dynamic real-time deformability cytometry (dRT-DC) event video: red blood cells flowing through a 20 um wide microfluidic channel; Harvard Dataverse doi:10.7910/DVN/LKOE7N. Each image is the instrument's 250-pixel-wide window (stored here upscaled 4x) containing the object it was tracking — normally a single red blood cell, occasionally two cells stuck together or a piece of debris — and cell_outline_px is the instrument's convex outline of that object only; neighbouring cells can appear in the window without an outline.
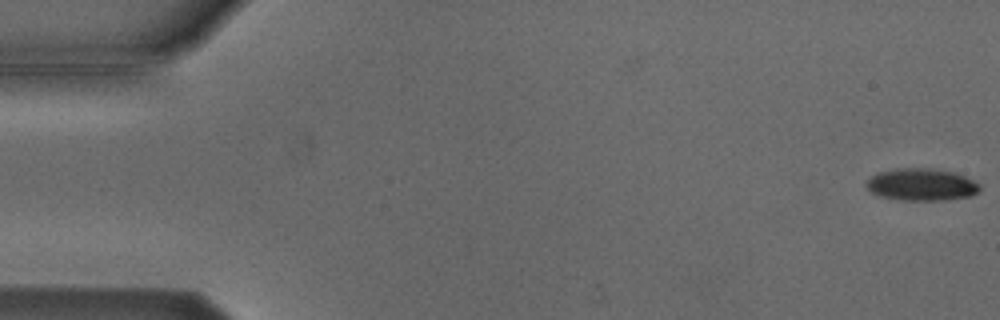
{"species": "Egyptian fruit bat (a non-hibernating species)", "species_latin": "Rousettus aegyptiacus", "temperature_condition": "cold", "stored_images_in_passage": 5, "camera_frame_rate_fps": 3000, "um_per_image_px": 0.085, "animal": {"sex": "male"}, "frame": {"image": 1, "passage_image": 1, "time_ms": 0.0, "image_size_px": [1000, 320], "cell_outline_px": [[980, 188], [972, 196], [944, 200], [904, 200], [880, 196], [872, 192], [864, 184], [872, 176], [880, 172], [896, 168], [928, 168], [952, 172], [964, 176], [980, 184]], "centroid_in_image_um": [78.33, 15.69], "position_along_channel_um": 6.7, "area_um2": 21.04}}
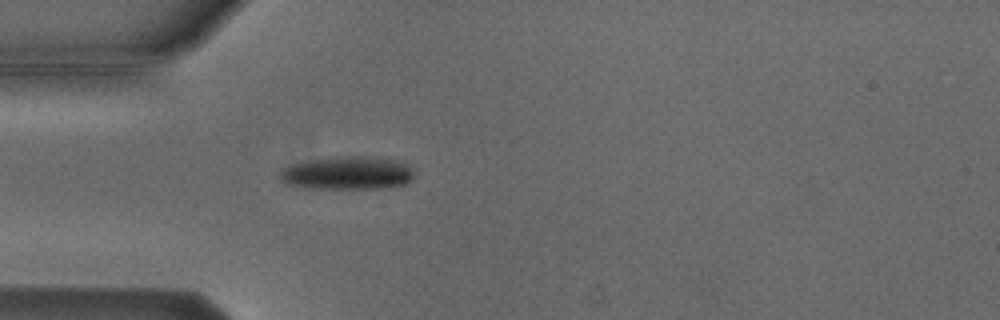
{"frame": {"image": 2, "passage_image": 5, "time_ms": 5.0, "image_size_px": [1000, 320], "cell_outline_px": [[412, 180], [404, 184], [388, 188], [308, 188], [288, 184], [280, 180], [280, 172], [284, 168], [292, 164], [332, 156], [360, 156], [392, 160], [412, 164]], "centroid_in_image_um": [29.55, 14.71], "position_along_channel_um": 55.4, "area_um2": 25.84}}